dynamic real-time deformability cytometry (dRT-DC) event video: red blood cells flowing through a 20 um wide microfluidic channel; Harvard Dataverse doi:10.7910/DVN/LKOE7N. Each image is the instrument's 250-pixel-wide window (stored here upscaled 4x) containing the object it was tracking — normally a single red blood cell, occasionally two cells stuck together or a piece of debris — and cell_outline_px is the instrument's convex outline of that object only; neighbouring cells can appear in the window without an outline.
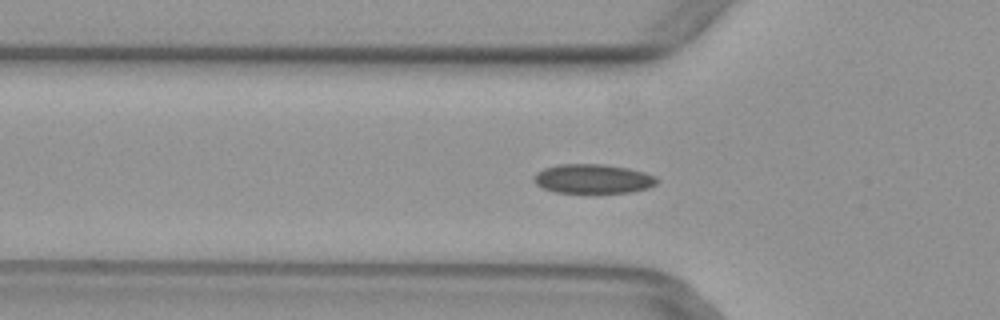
{"species": "common noctule bat (a hibernating species)", "species_latin": "Nyctalus noctula", "temperature_condition": "warm", "stored_images_in_passage": 50, "camera_frame_rate_fps": 3000, "um_per_image_px": 0.085, "animal": {"sex": "female", "body_mass_g": 29.2, "forearm_length_mm": 56.3}, "frame": {"image": 1, "passage_image": 16, "time_ms": 5.0, "image_size_px": [1000, 320], "cell_outline_px": [[660, 180], [656, 184], [648, 188], [632, 192], [556, 192], [544, 188], [536, 184], [532, 176], [536, 172], [544, 168], [560, 164], [604, 164], [628, 168], [644, 172], [656, 176]], "centroid_in_image_um": [50.42, 15.19], "position_along_channel_um": 75.4, "area_um2": 20.98}}
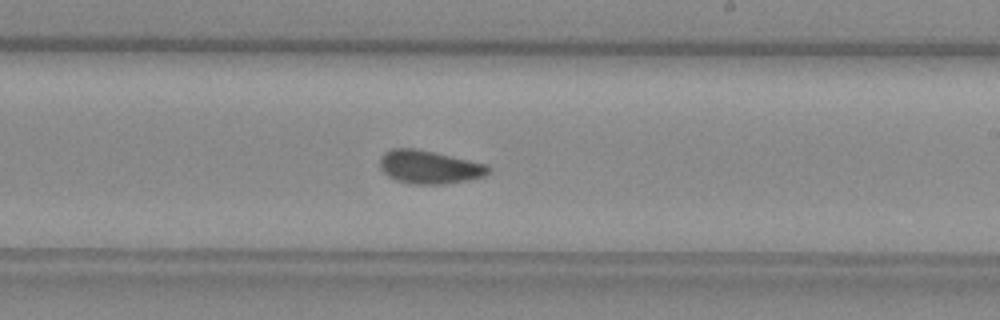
{"frame": {"image": 2, "passage_image": 29, "time_ms": 9.333, "image_size_px": [1000, 320], "cell_outline_px": [[492, 168], [484, 176], [468, 180], [444, 184], [412, 184], [396, 180], [388, 176], [380, 168], [380, 156], [384, 152], [392, 148], [416, 148], [488, 164]], "centroid_in_image_um": [36.49, 14.19], "position_along_channel_um": 252.5, "area_um2": 21.15}}
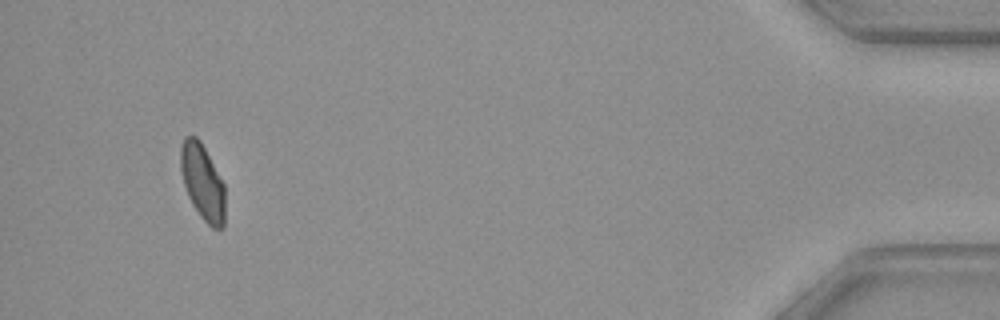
{"frame": {"image": 3, "passage_image": 47, "time_ms": 15.333, "image_size_px": [1000, 320], "cell_outline_px": [[224, 228], [212, 228], [200, 216], [192, 204], [188, 196], [184, 184], [180, 168], [180, 148], [184, 136], [196, 136], [200, 140], [224, 184]], "centroid_in_image_um": [17.2, 15.47], "position_along_channel_um": 418.0, "area_um2": 19.54}}